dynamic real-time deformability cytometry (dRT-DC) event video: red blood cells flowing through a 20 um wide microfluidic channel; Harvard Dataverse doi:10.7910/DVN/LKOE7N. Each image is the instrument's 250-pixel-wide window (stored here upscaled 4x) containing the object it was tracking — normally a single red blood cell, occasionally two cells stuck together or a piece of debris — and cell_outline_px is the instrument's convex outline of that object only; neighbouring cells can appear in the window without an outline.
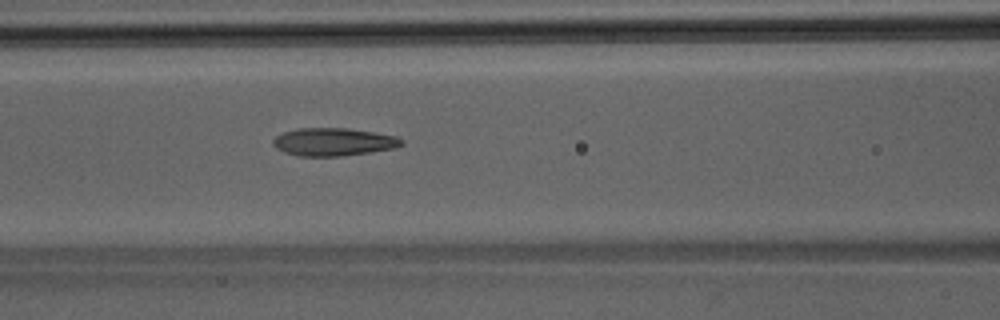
{"species": "Egyptian fruit bat (a non-hibernating species)", "species_latin": "Rousettus aegyptiacus", "temperature_condition": "room temperature", "stored_images_in_passage": 32, "camera_frame_rate_fps": 3000, "um_per_image_px": 0.085, "animal": {"sex": "male"}, "frame": {"image": 1, "passage_image": 7, "time_ms": 2.0, "image_size_px": [1000, 320], "cell_outline_px": [[404, 144], [396, 148], [340, 156], [296, 156], [284, 152], [276, 148], [272, 144], [272, 140], [276, 136], [284, 132], [296, 128], [348, 128], [396, 136], [404, 140]], "centroid_in_image_um": [28.33, 12.06], "position_along_channel_um": 138.3, "area_um2": 20.92}}
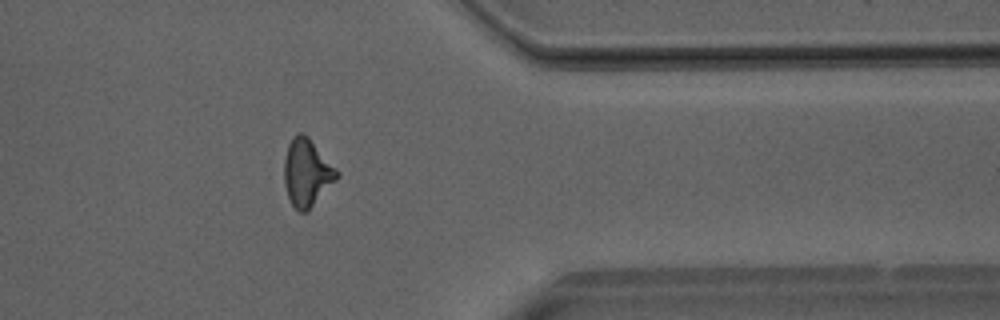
{"frame": {"image": 2, "passage_image": 24, "time_ms": 7.667, "image_size_px": [1000, 320], "cell_outline_px": [[340, 176], [304, 212], [300, 212], [292, 204], [288, 196], [284, 184], [284, 156], [288, 144], [292, 136], [300, 132], [304, 132], [308, 136], [340, 172]], "centroid_in_image_um": [26.07, 14.6], "position_along_channel_um": 385.3, "area_um2": 20.46}}
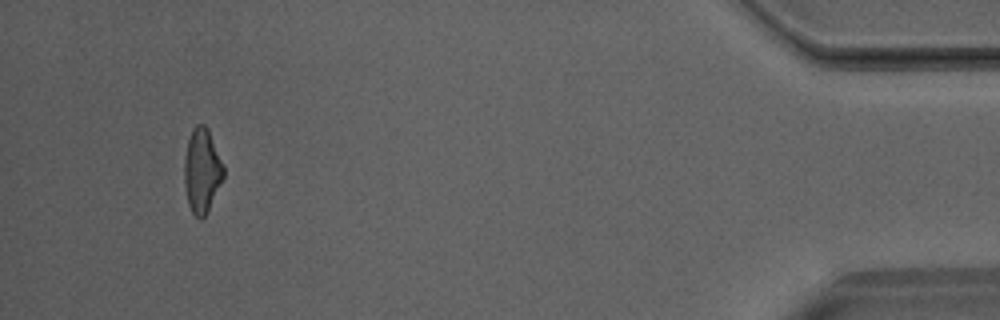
{"frame": {"image": 3, "passage_image": 30, "time_ms": 9.667, "image_size_px": [1000, 320], "cell_outline_px": [[224, 176], [208, 212], [200, 220], [192, 212], [188, 204], [184, 184], [184, 156], [188, 140], [192, 128], [196, 124], [204, 124], [208, 128], [224, 168]], "centroid_in_image_um": [17.15, 14.51], "position_along_channel_um": 418.1, "area_um2": 19.31}}